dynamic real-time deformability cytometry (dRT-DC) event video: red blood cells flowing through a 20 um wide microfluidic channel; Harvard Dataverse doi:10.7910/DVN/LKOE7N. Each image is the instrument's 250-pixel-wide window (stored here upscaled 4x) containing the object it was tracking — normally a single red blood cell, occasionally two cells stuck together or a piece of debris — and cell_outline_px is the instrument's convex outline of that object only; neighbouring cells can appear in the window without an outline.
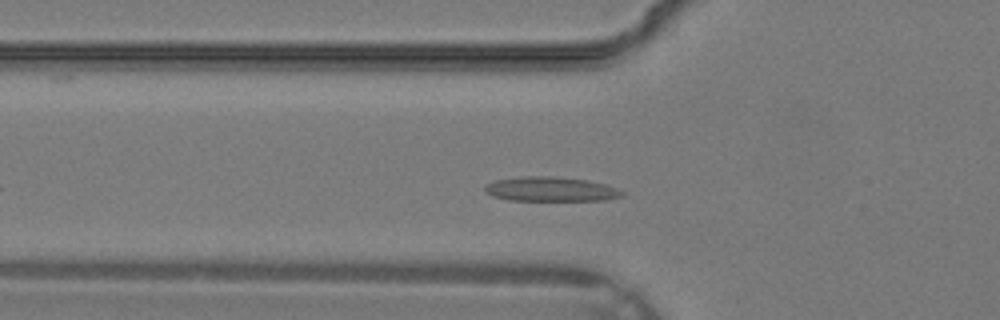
{"species": "common noctule bat (a hibernating species)", "species_latin": "Nyctalus noctula", "temperature_condition": "warm", "stored_images_in_passage": 27, "camera_frame_rate_fps": 3000, "um_per_image_px": 0.085, "animal": {"sex": "male", "body_mass_g": 19.2, "forearm_length_mm": 51.8}, "frame": {"image": 1, "passage_image": 5, "time_ms": 1.333, "image_size_px": [1000, 320], "cell_outline_px": [[624, 196], [604, 200], [508, 200], [492, 196], [484, 192], [484, 188], [488, 184], [496, 180], [520, 176], [548, 176], [588, 180], [604, 184], [616, 188], [624, 192]], "centroid_in_image_um": [46.79, 16.08], "position_along_channel_um": 79.0, "area_um2": 19.48}}
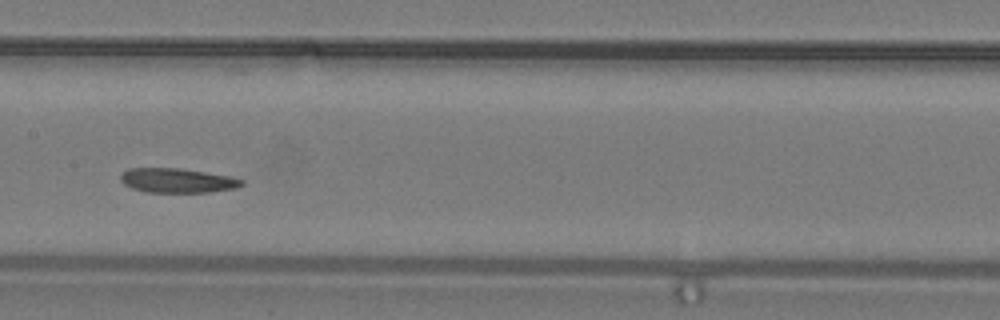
{"frame": {"image": 2, "passage_image": 11, "time_ms": 3.333, "image_size_px": [1000, 320], "cell_outline_px": [[244, 184], [236, 188], [208, 192], [144, 192], [132, 188], [124, 184], [120, 180], [120, 172], [128, 168], [180, 168], [228, 176], [244, 180]], "centroid_in_image_um": [15.02, 15.34], "position_along_channel_um": 192.4, "area_um2": 17.28}}
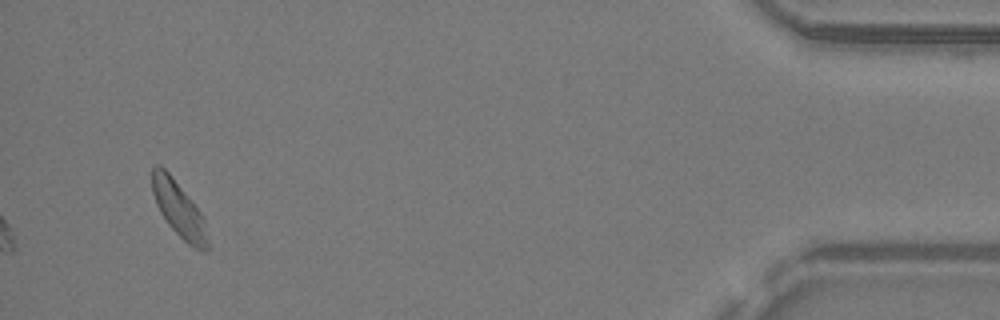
{"frame": {"image": 3, "passage_image": 27, "time_ms": 8.667, "image_size_px": [1000, 320], "cell_outline_px": [[208, 248], [204, 252], [188, 244], [168, 224], [160, 212], [156, 204], [152, 192], [152, 168], [156, 164], [160, 164], [172, 176], [200, 212], [204, 220], [208, 240]], "centroid_in_image_um": [15.18, 17.77], "position_along_channel_um": 420.0, "area_um2": 17.63}}